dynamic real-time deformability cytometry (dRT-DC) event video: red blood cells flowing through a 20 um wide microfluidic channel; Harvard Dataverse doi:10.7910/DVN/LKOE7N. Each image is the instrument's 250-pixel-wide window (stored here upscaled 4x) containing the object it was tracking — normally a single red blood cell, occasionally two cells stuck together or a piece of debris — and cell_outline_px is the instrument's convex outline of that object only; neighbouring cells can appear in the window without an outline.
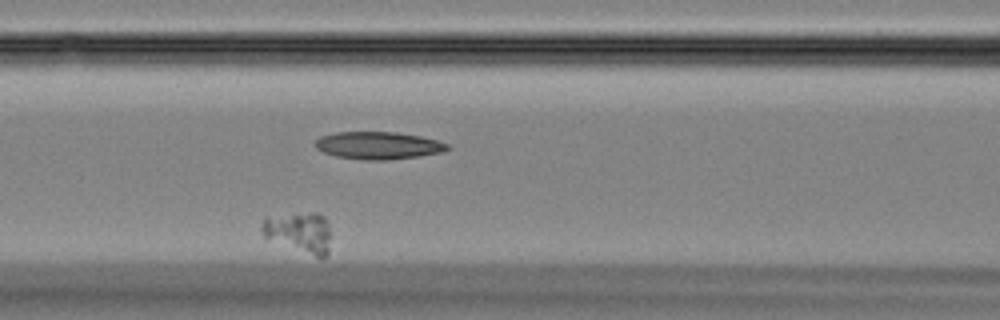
{"species": "Egyptian fruit bat (a non-hibernating species)", "species_latin": "Rousettus aegyptiacus", "temperature_condition": "room temperature", "stored_images_in_passage": 40, "camera_frame_rate_fps": 3000, "um_per_image_px": 0.085, "animal": {"sex": "female"}, "frame": {"image": 1, "passage_image": 19, "time_ms": 6.0, "image_size_px": [1000, 320], "cell_outline_px": [[328, 256], [320, 260], [264, 236], [260, 228], [260, 224], [264, 216], [312, 212], [316, 212], [324, 216], [328, 220]], "centroid_in_image_um": [25.43, 19.74], "position_along_channel_um": 141.2, "area_um2": 16.59}}
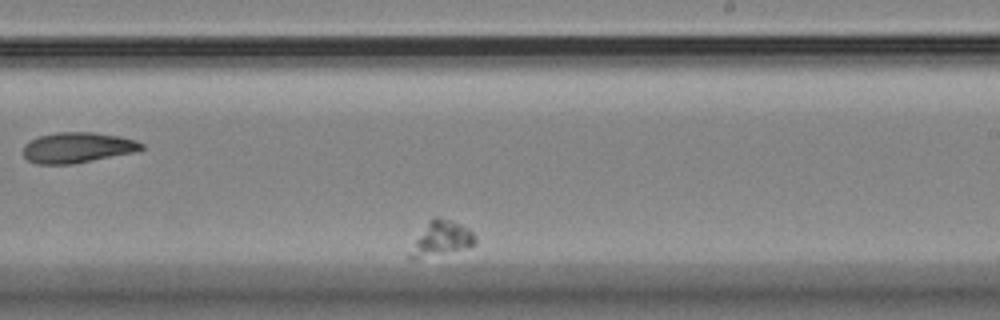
{"frame": {"image": 2, "passage_image": 29, "time_ms": 9.333, "image_size_px": [1000, 320], "cell_outline_px": [[476, 244], [468, 248], [412, 260], [408, 260], [408, 256], [416, 240], [428, 220], [436, 216], [460, 224], [468, 228], [476, 236]], "centroid_in_image_um": [37.53, 20.29], "position_along_channel_um": 251.5, "area_um2": 13.01}}
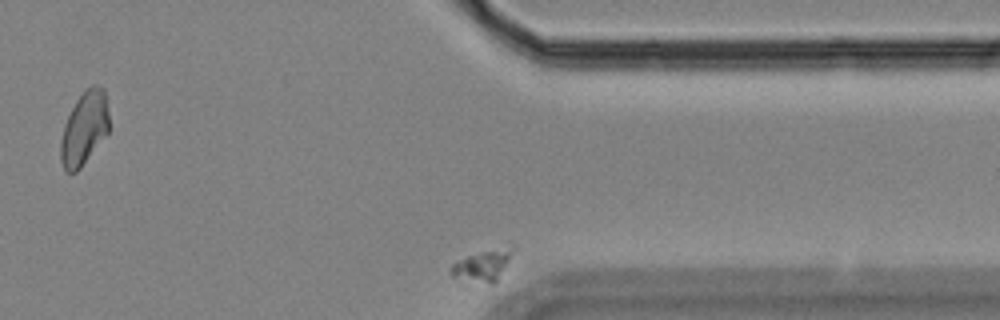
{"frame": {"image": 3, "passage_image": 40, "time_ms": 13.0, "image_size_px": [1000, 320], "cell_outline_px": [[516, 248], [496, 280], [492, 284], [488, 284], [452, 276], [448, 272], [448, 268], [456, 260], [480, 252], [512, 244], [516, 244]], "centroid_in_image_um": [41.04, 22.52], "position_along_channel_um": 370.4, "area_um2": 11.21}}